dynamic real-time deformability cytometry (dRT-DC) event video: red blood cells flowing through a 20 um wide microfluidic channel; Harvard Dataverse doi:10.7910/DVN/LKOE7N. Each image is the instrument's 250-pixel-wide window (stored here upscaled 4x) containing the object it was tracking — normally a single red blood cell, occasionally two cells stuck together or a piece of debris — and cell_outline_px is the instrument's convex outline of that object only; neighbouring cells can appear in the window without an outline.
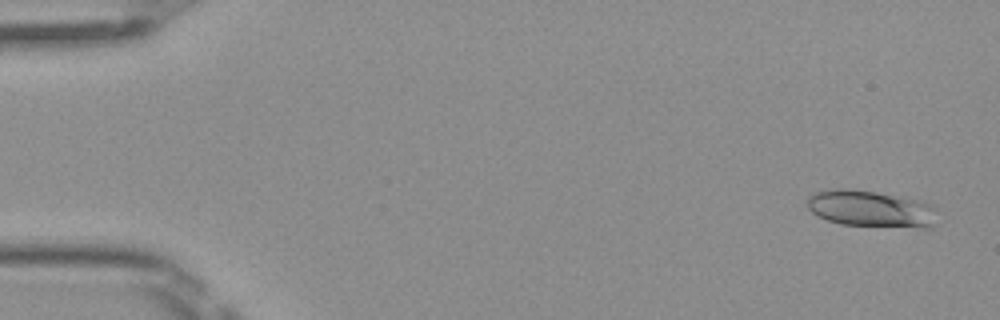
{"species": "Egyptian fruit bat (a non-hibernating species)", "species_latin": "Rousettus aegyptiacus", "temperature_condition": "room temperature", "stored_images_in_passage": 50, "camera_frame_rate_fps": 3000, "um_per_image_px": 0.085, "frame": {"image": 1, "passage_image": 2, "time_ms": 0.333, "image_size_px": [1000, 320], "cell_outline_px": [[932, 224], [928, 228], [924, 228], [840, 224], [816, 216], [808, 208], [808, 196], [816, 192], [836, 188], [848, 188], [876, 192], [916, 200], [932, 204]], "centroid_in_image_um": [73.93, 17.74], "position_along_channel_um": 11.1, "area_um2": 27.28}}
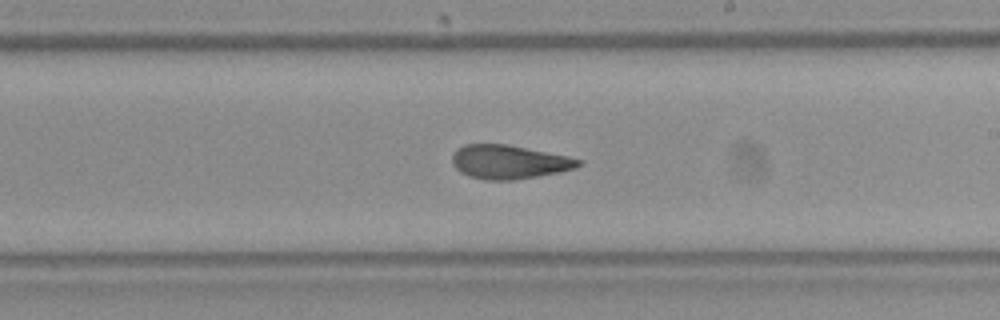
{"frame": {"image": 2, "passage_image": 29, "time_ms": 9.333, "image_size_px": [1000, 320], "cell_outline_px": [[584, 164], [576, 168], [560, 172], [512, 180], [488, 180], [468, 176], [460, 172], [452, 164], [452, 156], [464, 144], [508, 144], [568, 156], [584, 160]], "centroid_in_image_um": [43.31, 13.76], "position_along_channel_um": 245.7, "area_um2": 24.91}}
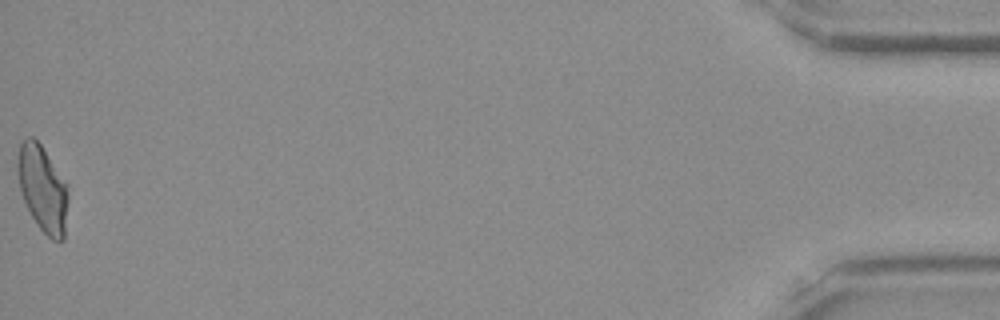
{"frame": {"image": 3, "passage_image": 50, "time_ms": 16.333, "image_size_px": [1000, 320], "cell_outline_px": [[68, 200], [64, 240], [52, 240], [40, 228], [32, 216], [24, 200], [20, 188], [16, 168], [16, 164], [20, 144], [28, 136], [32, 136], [40, 144], [68, 184]], "centroid_in_image_um": [3.63, 16.02], "position_along_channel_um": 431.6, "area_um2": 25.32}, "authors_computed_cell_mechanics": {"area_um2": 25.432, "velocity_mm_per_s": 4.0476, "shape_relaxation_time_tau1_ms": null, "shape_relaxation_time_tau2_ms": 2.3884, "deformation_change_tau1": null, "deformation_change_tau2": 0.1045}}